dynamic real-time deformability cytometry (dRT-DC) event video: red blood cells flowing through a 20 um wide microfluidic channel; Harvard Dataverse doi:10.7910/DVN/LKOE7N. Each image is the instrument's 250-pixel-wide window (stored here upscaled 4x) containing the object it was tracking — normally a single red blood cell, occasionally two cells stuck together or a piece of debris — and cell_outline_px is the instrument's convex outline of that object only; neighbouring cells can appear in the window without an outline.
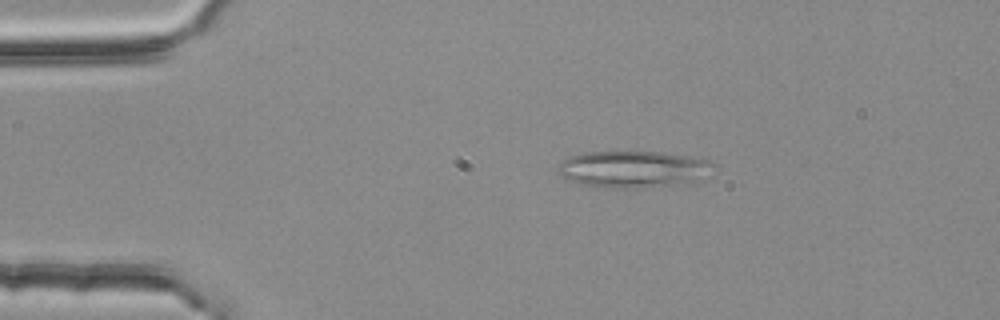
{"species": "common noctule bat (a hibernating species)", "species_latin": "Nyctalus noctula", "temperature_condition": "room temperature", "stored_images_in_passage": 48, "segment_of_instrument_passage": [1, 2], "camera_frame_rate_fps": 3000, "um_per_image_px": 0.085, "animal": {"sex": "female", "body_mass_g": 25.1}, "frame": {"image": 1, "passage_image": 5, "time_ms": 1.333, "image_size_px": [1000, 320], "cell_outline_px": [[716, 164], [696, 180], [688, 184], [644, 188], [596, 188], [580, 184], [568, 180], [556, 172], [556, 168], [564, 160], [572, 156], [584, 152], [664, 152], [692, 156], [708, 160]], "centroid_in_image_um": [53.79, 14.4], "position_along_channel_um": 31.2, "area_um2": 33.64}}